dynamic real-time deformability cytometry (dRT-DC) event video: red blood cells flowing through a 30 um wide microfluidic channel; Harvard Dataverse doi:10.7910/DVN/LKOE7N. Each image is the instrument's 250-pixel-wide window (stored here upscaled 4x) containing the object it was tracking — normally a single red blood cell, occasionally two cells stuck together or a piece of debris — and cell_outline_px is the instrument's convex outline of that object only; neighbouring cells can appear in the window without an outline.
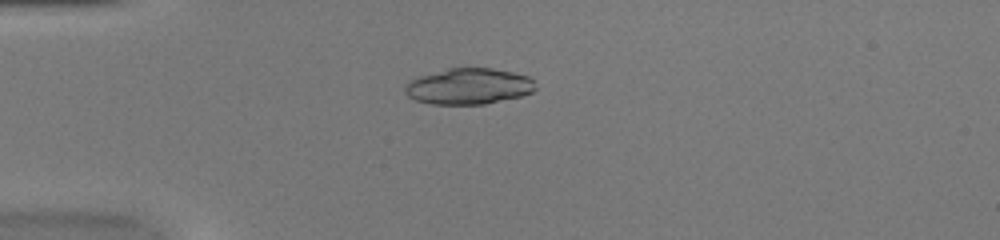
{"species": "common noctule bat (a hibernating species)", "species_latin": "Nyctalus noctula", "temperature_condition": "warm", "stored_images_in_passage": 52, "camera_frame_rate_fps": 3000, "um_per_image_px": 0.085, "animal": {"sex": "female", "body_mass_g": 20.0, "forearm_length_mm": 54.0}, "frame": {"image": 1, "passage_image": 15, "time_ms": 4.667, "image_size_px": [1000, 240], "cell_outline_px": [[536, 88], [532, 92], [520, 96], [484, 104], [432, 104], [416, 100], [408, 96], [404, 92], [404, 84], [420, 76], [448, 68], [492, 68], [512, 72], [528, 76], [532, 80]], "centroid_in_image_um": [39.82, 7.33], "position_along_channel_um": 45.2, "area_um2": 27.22}}
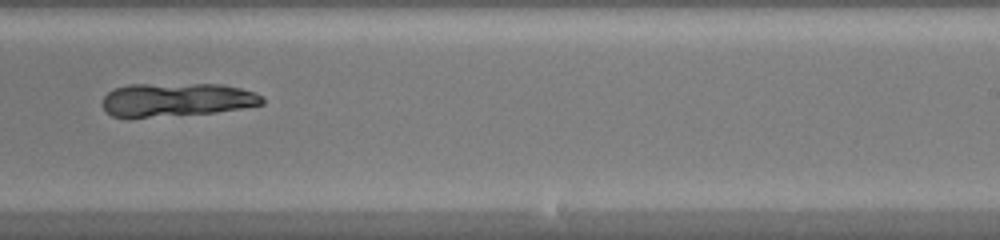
{"frame": {"image": 2, "passage_image": 34, "time_ms": 11.0, "image_size_px": [1000, 240], "cell_outline_px": [[264, 104], [216, 112], [128, 120], [112, 116], [100, 104], [104, 96], [112, 88], [128, 84], [220, 84], [240, 88], [256, 92], [264, 96]], "centroid_in_image_um": [14.93, 8.5], "position_along_channel_um": 274.1, "area_um2": 32.14}}
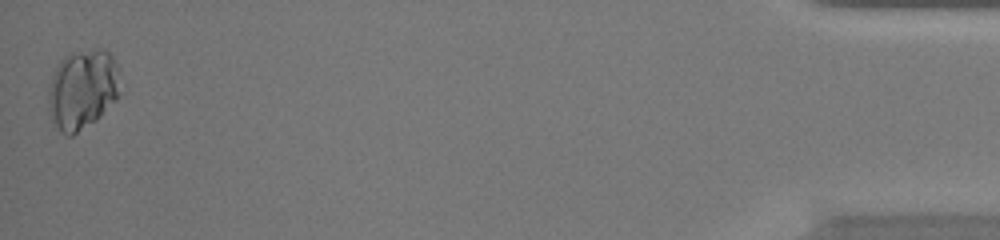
{"frame": {"image": 3, "passage_image": 52, "time_ms": 17.0, "image_size_px": [1000, 240], "cell_outline_px": [[120, 92], [116, 100], [96, 120], [72, 136], [68, 136], [60, 132], [52, 124], [48, 112], [48, 84], [60, 60], [64, 56], [80, 52], [100, 48], [104, 48], [112, 56], [116, 64]], "centroid_in_image_um": [6.97, 7.63], "position_along_channel_um": 428.2, "area_um2": 33.58}}